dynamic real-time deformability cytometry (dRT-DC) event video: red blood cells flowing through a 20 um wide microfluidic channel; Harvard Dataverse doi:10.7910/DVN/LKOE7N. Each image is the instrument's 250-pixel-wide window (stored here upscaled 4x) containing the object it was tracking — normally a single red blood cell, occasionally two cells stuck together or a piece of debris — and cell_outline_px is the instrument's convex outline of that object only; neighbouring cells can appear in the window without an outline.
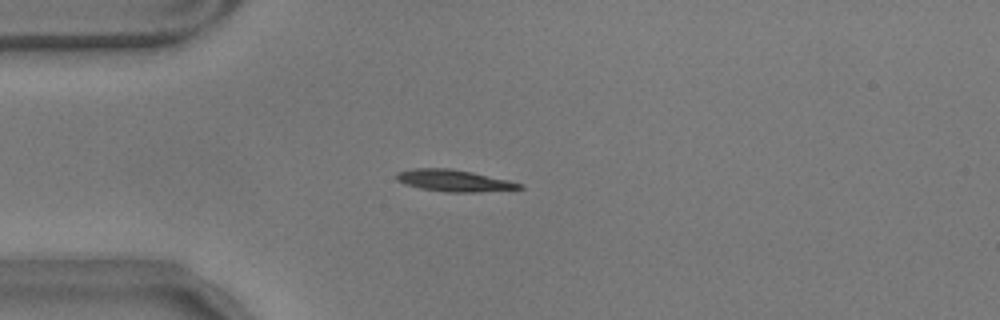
{"species": "common noctule bat (a hibernating species)", "species_latin": "Nyctalus noctula", "temperature_condition": "warm", "stored_images_in_passage": 43, "camera_frame_rate_fps": 3000, "um_per_image_px": 0.085, "animal": {"sex": "male", "body_mass_g": 17.9}, "frame": {"image": 1, "passage_image": 1, "time_ms": 0.0, "image_size_px": [1000, 320], "cell_outline_px": [[524, 188], [480, 192], [444, 192], [420, 188], [404, 184], [396, 180], [396, 172], [412, 168], [448, 168], [472, 172], [508, 180], [524, 184]], "centroid_in_image_um": [38.56, 15.35], "position_along_channel_um": 46.4, "area_um2": 15.66}}
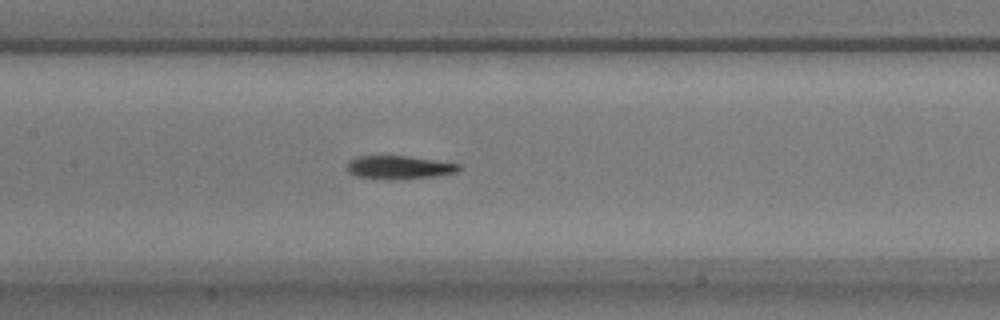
{"frame": {"image": 2, "passage_image": 13, "time_ms": 4.0, "image_size_px": [1000, 320], "cell_outline_px": [[464, 168], [456, 172], [432, 176], [388, 180], [356, 176], [348, 172], [344, 168], [348, 160], [356, 156], [408, 156], [460, 164]], "centroid_in_image_um": [33.86, 14.22], "position_along_channel_um": 173.5, "area_um2": 15.32}}
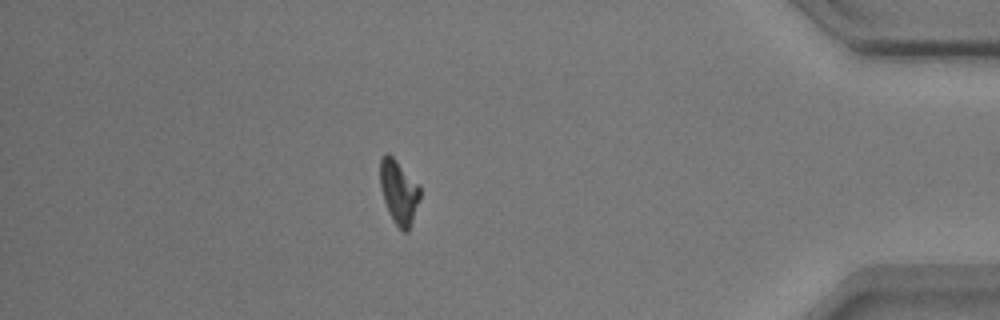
{"frame": {"image": 3, "passage_image": 36, "time_ms": 11.667, "image_size_px": [1000, 320], "cell_outline_px": [[420, 196], [408, 232], [404, 232], [392, 220], [384, 200], [380, 188], [380, 160], [384, 152], [388, 152], [420, 184]], "centroid_in_image_um": [33.89, 16.27], "position_along_channel_um": 401.3, "area_um2": 14.85}}